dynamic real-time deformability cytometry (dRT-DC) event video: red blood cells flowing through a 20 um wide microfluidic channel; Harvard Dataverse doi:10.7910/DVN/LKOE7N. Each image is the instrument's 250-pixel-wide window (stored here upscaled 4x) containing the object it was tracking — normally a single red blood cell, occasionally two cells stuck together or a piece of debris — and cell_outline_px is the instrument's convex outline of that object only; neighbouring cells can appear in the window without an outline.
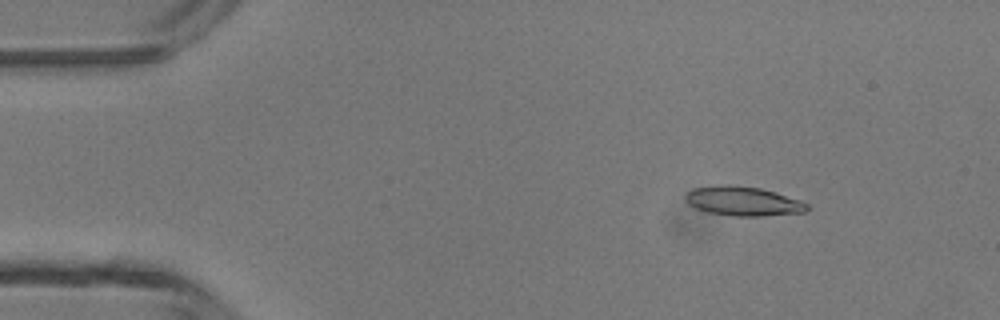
{"species": "common noctule bat (a hibernating species)", "species_latin": "Nyctalus noctula", "temperature_condition": "room temperature", "stored_images_in_passage": 3, "camera_frame_rate_fps": 3000, "um_per_image_px": 0.085, "animal": {"sex": "male", "body_mass_g": 13.3}, "frame": {"image": 1, "passage_image": 2, "time_ms": 1.333, "image_size_px": [1000, 320], "cell_outline_px": [[808, 208], [804, 212], [764, 216], [732, 216], [708, 212], [696, 208], [688, 204], [684, 200], [684, 196], [688, 192], [696, 188], [720, 184], [728, 184], [760, 188], [776, 192], [800, 200], [808, 204]], "centroid_in_image_um": [63.15, 17.1], "position_along_channel_um": 21.9, "area_um2": 20.81}}